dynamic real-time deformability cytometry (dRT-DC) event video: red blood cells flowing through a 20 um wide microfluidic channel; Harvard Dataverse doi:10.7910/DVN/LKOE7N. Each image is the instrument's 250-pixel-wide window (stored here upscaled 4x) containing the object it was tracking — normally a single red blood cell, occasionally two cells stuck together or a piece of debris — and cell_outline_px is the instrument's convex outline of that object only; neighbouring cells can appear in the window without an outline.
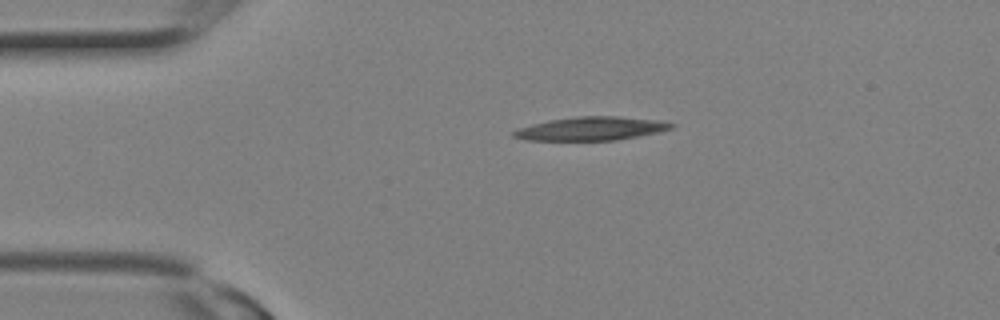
{"species": "Egyptian fruit bat (a non-hibernating species)", "species_latin": "Rousettus aegyptiacus", "temperature_condition": "room temperature", "stored_images_in_passage": 2, "camera_frame_rate_fps": 3000, "um_per_image_px": 0.085, "animal": {"sex": "female"}, "frame": {"image": 1, "passage_image": 1, "time_ms": 0.0, "image_size_px": [1000, 320], "cell_outline_px": [[676, 124], [672, 128], [656, 132], [616, 140], [524, 140], [512, 136], [512, 132], [520, 128], [532, 124], [548, 120], [576, 116], [616, 116], [660, 120]], "centroid_in_image_um": [50.23, 10.92], "position_along_channel_um": 34.8, "area_um2": 21.44}}
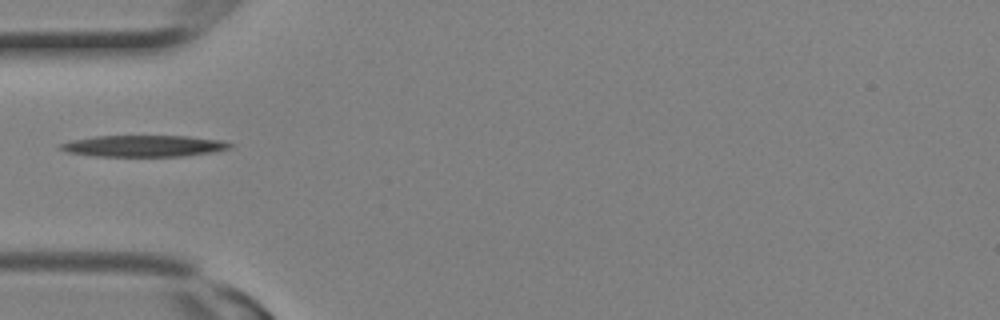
{"frame": {"image": 2, "passage_image": 2, "time_ms": 0.333, "image_size_px": [1000, 320], "cell_outline_px": [[232, 148], [216, 152], [184, 156], [92, 156], [68, 152], [60, 148], [60, 144], [72, 140], [96, 136], [188, 136], [220, 140], [232, 144]], "centroid_in_image_um": [12.27, 12.41], "position_along_channel_um": 72.7, "area_um2": 21.15}}